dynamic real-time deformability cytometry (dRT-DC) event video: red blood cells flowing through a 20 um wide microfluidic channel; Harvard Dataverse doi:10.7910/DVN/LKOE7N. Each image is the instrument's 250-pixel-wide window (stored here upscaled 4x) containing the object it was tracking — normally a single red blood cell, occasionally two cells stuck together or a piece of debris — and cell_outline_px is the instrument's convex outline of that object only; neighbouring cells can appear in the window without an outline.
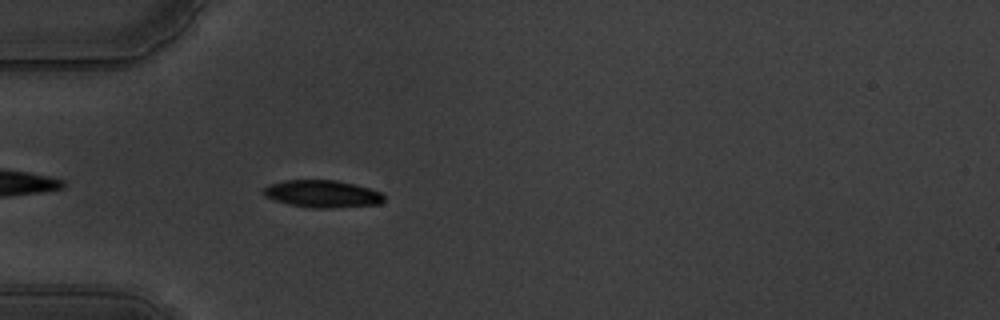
{"species": "common noctule bat (a hibernating species)", "species_latin": "Nyctalus noctula", "temperature_condition": "warm", "stored_images_in_passage": 44, "camera_frame_rate_fps": 3000, "um_per_image_px": 0.085, "animal": {"sex": "male", "body_mass_g": 19.5, "forearm_length_mm": 54.6}, "frame": {"image": 1, "passage_image": 4, "time_ms": 1.0, "image_size_px": [1000, 320], "cell_outline_px": [[384, 200], [380, 204], [324, 208], [316, 208], [288, 204], [264, 196], [264, 188], [268, 184], [284, 180], [336, 180], [368, 188], [380, 192], [384, 196]], "centroid_in_image_um": [27.38, 16.47], "position_along_channel_um": 57.6, "area_um2": 18.9}}
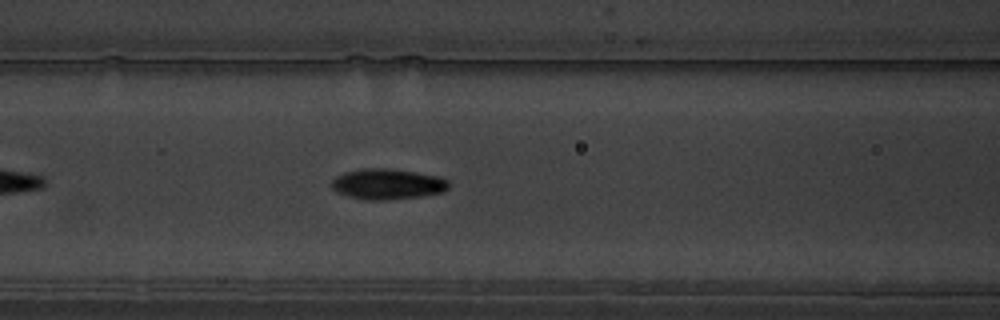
{"frame": {"image": 2, "passage_image": 11, "time_ms": 3.333, "image_size_px": [1000, 320], "cell_outline_px": [[448, 188], [444, 192], [420, 196], [384, 200], [364, 200], [348, 196], [336, 192], [332, 188], [332, 180], [336, 176], [344, 172], [364, 168], [388, 168], [416, 172], [440, 176], [448, 180]], "centroid_in_image_um": [32.93, 15.64], "position_along_channel_um": 133.7, "area_um2": 20.98}}
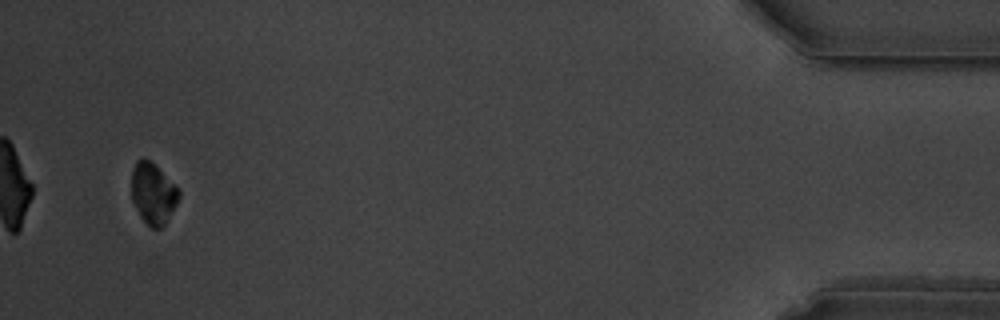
{"frame": {"image": 3, "passage_image": 42, "time_ms": 13.667, "image_size_px": [1000, 320], "cell_outline_px": [[180, 196], [176, 204], [164, 224], [160, 228], [152, 228], [140, 216], [132, 200], [132, 168], [136, 160], [144, 156], [180, 192]], "centroid_in_image_um": [12.97, 16.45], "position_along_channel_um": 422.2, "area_um2": 16.18}, "authors_computed_cell_mechanics": {"area_um2": 19.2185, "velocity_mm_per_s": 3.5149, "shape_relaxation_time_tau1_ms": 1.9406, "shape_relaxation_time_tau2_ms": null, "deformation_change_tau1": 0.0942, "deformation_change_tau2": null}}